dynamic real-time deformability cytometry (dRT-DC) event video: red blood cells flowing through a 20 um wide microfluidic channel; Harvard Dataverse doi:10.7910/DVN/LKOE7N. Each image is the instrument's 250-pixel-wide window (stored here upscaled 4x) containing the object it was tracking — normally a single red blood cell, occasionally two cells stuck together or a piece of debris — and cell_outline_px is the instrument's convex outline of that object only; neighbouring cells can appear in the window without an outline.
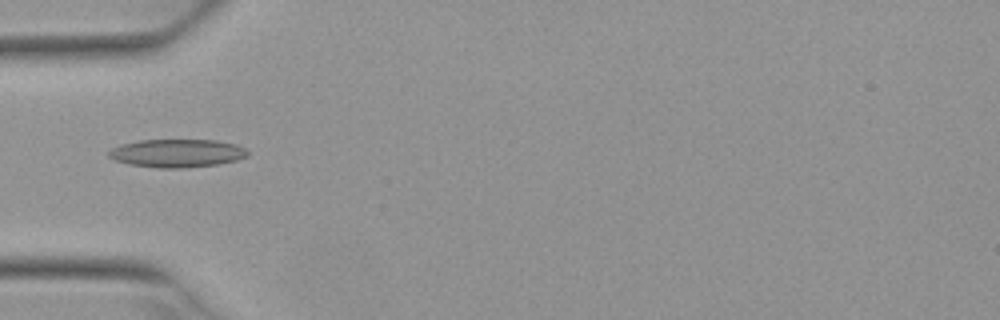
{"species": "Egyptian fruit bat (a non-hibernating species)", "species_latin": "Rousettus aegyptiacus", "temperature_condition": "warm", "stored_images_in_passage": 1, "camera_frame_rate_fps": 3000, "um_per_image_px": 0.085, "animal": {"sex": "female"}, "frame": {"image": 1, "passage_image": 1, "time_ms": 0.0, "image_size_px": [1000, 320], "cell_outline_px": [[248, 156], [236, 160], [220, 164], [180, 168], [156, 168], [132, 164], [116, 160], [108, 156], [108, 152], [112, 148], [120, 144], [140, 140], [216, 140], [236, 144], [244, 148], [248, 152]], "centroid_in_image_um": [15.06, 13.02], "position_along_channel_um": 69.9, "area_um2": 22.72}}